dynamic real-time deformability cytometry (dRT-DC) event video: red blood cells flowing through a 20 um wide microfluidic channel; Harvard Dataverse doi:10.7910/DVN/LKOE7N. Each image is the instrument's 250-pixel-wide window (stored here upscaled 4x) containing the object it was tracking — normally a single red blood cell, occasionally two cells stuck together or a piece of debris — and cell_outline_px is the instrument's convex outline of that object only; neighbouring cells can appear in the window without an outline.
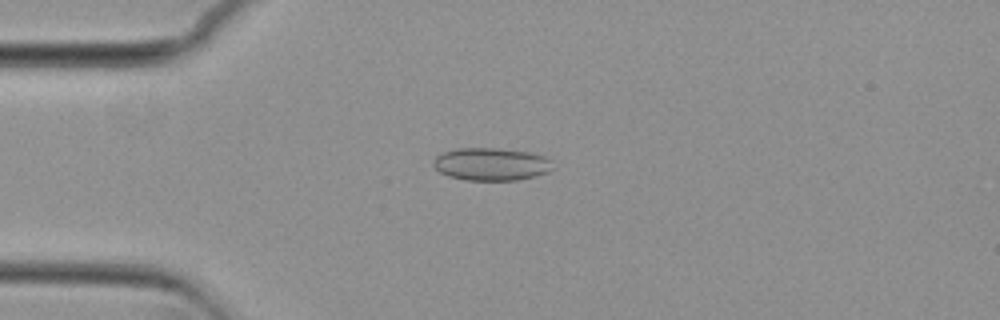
{"species": "common noctule bat (a hibernating species)", "species_latin": "Nyctalus noctula", "temperature_condition": "cold", "stored_images_in_passage": 51, "camera_frame_rate_fps": 3000, "um_per_image_px": 0.085, "animal": {"sex": "female", "body_mass_g": 29.2, "forearm_length_mm": 56.3}, "frame": {"image": 1, "passage_image": 10, "time_ms": 3.0, "image_size_px": [1000, 320], "cell_outline_px": [[552, 168], [548, 172], [536, 176], [516, 180], [464, 180], [448, 176], [440, 172], [432, 164], [436, 156], [444, 152], [460, 148], [496, 148], [528, 152], [544, 156], [552, 160]], "centroid_in_image_um": [41.76, 13.96], "position_along_channel_um": 43.2, "area_um2": 22.72}}
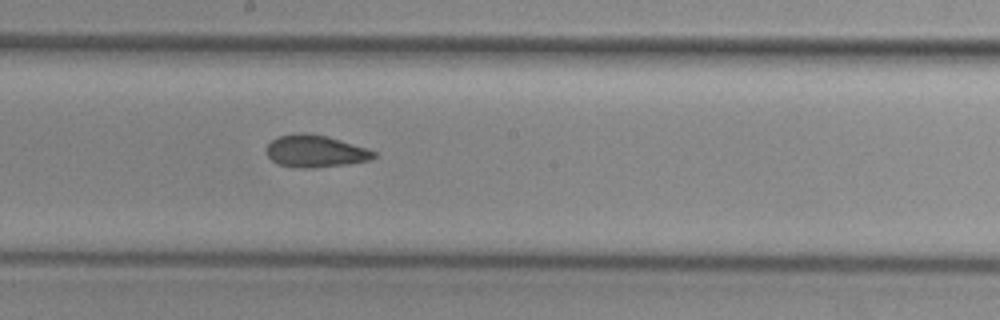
{"frame": {"image": 2, "passage_image": 26, "time_ms": 8.333, "image_size_px": [1000, 320], "cell_outline_px": [[376, 156], [368, 160], [348, 164], [312, 168], [300, 168], [280, 164], [272, 160], [268, 156], [264, 148], [276, 136], [300, 132], [308, 132], [328, 136], [368, 148], [376, 152]], "centroid_in_image_um": [26.79, 12.83], "position_along_channel_um": 221.4, "area_um2": 20.35}}
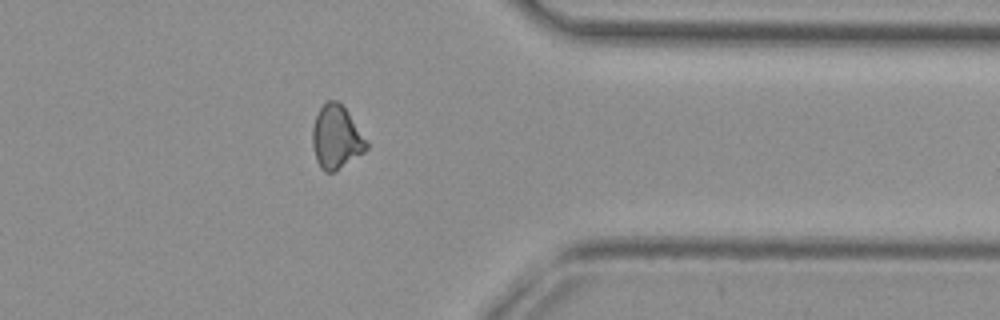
{"frame": {"image": 3, "passage_image": 40, "time_ms": 13.0, "image_size_px": [1000, 320], "cell_outline_px": [[368, 148], [364, 152], [336, 172], [324, 172], [320, 168], [316, 160], [312, 144], [312, 128], [316, 116], [320, 108], [328, 100], [336, 100], [348, 112], [368, 140]], "centroid_in_image_um": [28.59, 11.7], "position_along_channel_um": 382.8, "area_um2": 20.11}, "authors_computed_cell_mechanics": {"area_um2": 20.2878, "velocity_mm_per_s": 3.7258, "shape_relaxation_time_tau1_ms": null, "shape_relaxation_time_tau2_ms": 3.1292, "deformation_change_tau1": null, "deformation_change_tau2": 0.0931}}